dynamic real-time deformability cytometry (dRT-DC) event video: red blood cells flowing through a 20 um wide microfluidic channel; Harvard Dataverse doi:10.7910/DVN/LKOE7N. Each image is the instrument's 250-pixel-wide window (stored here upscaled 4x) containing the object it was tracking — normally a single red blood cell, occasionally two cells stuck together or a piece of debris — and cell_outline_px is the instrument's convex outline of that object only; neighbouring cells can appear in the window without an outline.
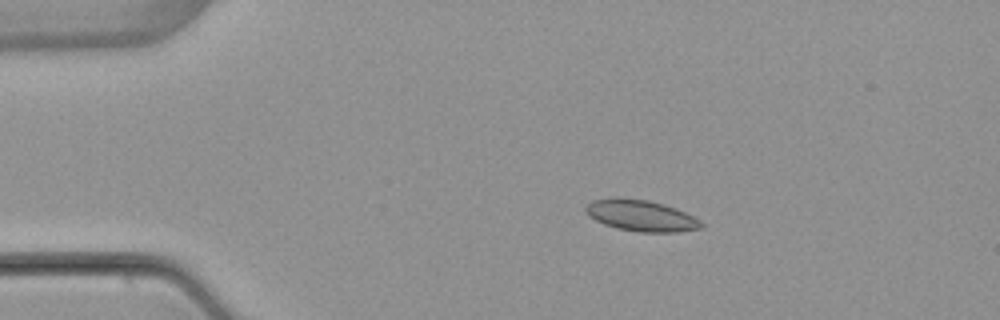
{"species": "common noctule bat (a hibernating species)", "species_latin": "Nyctalus noctula", "temperature_condition": "warm", "stored_images_in_passage": 4, "camera_frame_rate_fps": 3000, "um_per_image_px": 0.085, "animal": {"sex": "female", "body_mass_g": 22.7, "forearm_length_mm": 54.2}, "frame": {"image": 1, "passage_image": 3, "time_ms": 2.333, "image_size_px": [1000, 320], "cell_outline_px": [[704, 228], [676, 232], [640, 232], [616, 228], [604, 224], [588, 216], [584, 212], [584, 208], [592, 200], [648, 200], [664, 204], [676, 208], [700, 220], [704, 224]], "centroid_in_image_um": [54.54, 18.37], "position_along_channel_um": 30.5, "area_um2": 20.52}}